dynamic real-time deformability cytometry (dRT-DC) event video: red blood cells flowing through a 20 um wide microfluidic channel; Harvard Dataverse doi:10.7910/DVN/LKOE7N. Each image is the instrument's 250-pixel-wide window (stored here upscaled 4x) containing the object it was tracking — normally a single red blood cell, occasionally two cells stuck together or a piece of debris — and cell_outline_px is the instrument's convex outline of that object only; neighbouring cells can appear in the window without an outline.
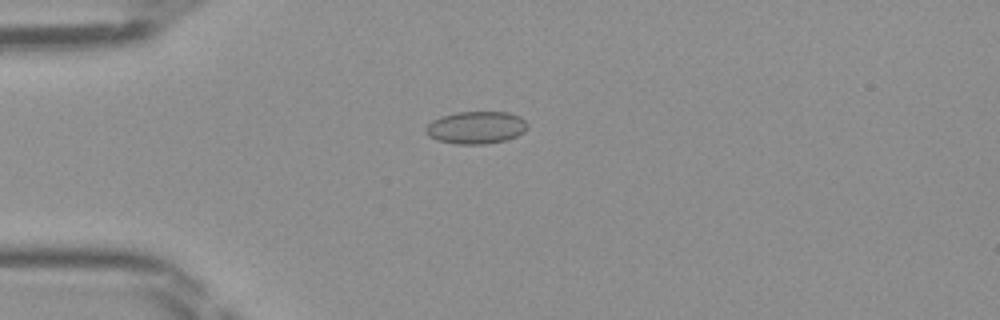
{"species": "Egyptian fruit bat (a non-hibernating species)", "species_latin": "Rousettus aegyptiacus", "temperature_condition": "room temperature", "stored_images_in_passage": 48, "camera_frame_rate_fps": 3000, "um_per_image_px": 0.085, "frame": {"image": 1, "passage_image": 13, "time_ms": 4.0, "image_size_px": [1000, 320], "cell_outline_px": [[528, 128], [524, 132], [516, 136], [504, 140], [484, 144], [456, 144], [440, 140], [428, 136], [424, 132], [424, 128], [432, 120], [440, 116], [456, 112], [508, 112], [520, 116], [528, 124]], "centroid_in_image_um": [40.46, 10.83], "position_along_channel_um": 44.5, "area_um2": 19.31}}
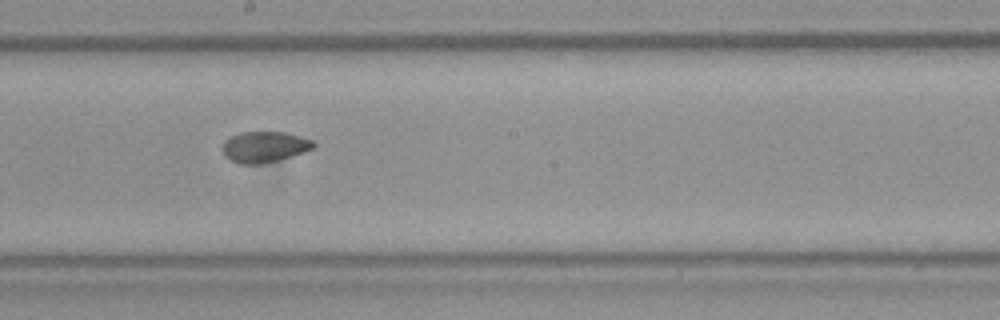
{"frame": {"image": 2, "passage_image": 27, "time_ms": 8.667, "image_size_px": [1000, 320], "cell_outline_px": [[316, 144], [312, 148], [304, 152], [264, 164], [240, 164], [228, 160], [224, 156], [224, 140], [240, 132], [284, 132], [300, 136], [312, 140]], "centroid_in_image_um": [22.46, 12.49], "position_along_channel_um": 225.7, "area_um2": 16.36}}
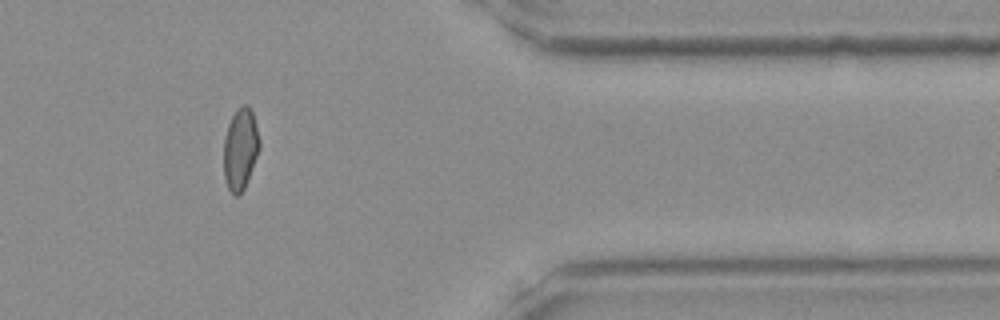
{"frame": {"image": 3, "passage_image": 40, "time_ms": 13.0, "image_size_px": [1000, 320], "cell_outline_px": [[260, 148], [244, 188], [240, 196], [236, 196], [228, 188], [224, 176], [224, 136], [228, 124], [232, 116], [244, 104], [248, 104], [252, 112], [256, 124], [260, 140]], "centroid_in_image_um": [20.43, 12.67], "position_along_channel_um": 391.0, "area_um2": 16.88}}